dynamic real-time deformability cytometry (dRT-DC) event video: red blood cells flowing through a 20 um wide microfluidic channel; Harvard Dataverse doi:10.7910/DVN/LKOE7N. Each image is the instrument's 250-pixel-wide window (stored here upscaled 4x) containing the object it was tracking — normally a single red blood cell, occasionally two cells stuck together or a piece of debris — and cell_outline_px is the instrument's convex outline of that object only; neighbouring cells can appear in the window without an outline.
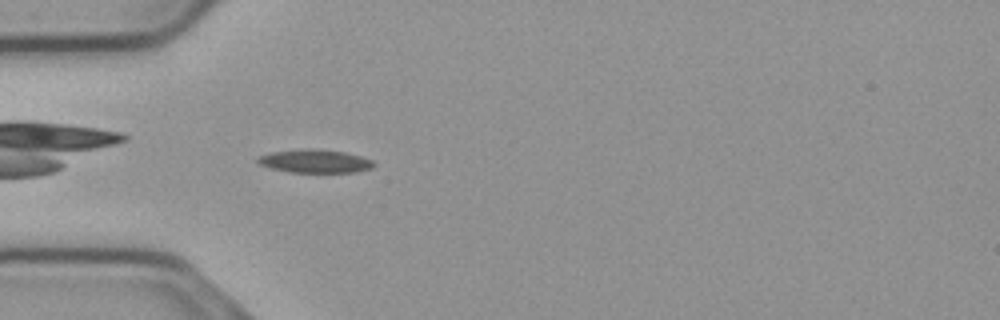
{"species": "common noctule bat (a hibernating species)", "species_latin": "Nyctalus noctula", "temperature_condition": "cold", "stored_images_in_passage": 42, "camera_frame_rate_fps": 3000, "um_per_image_px": 0.085, "animal": {"sex": "male", "body_mass_g": 23.1, "forearm_length_mm": 52.7}, "frame": {"image": 1, "passage_image": 3, "time_ms": 0.667, "image_size_px": [1000, 320], "cell_outline_px": [[376, 164], [372, 168], [356, 172], [288, 172], [272, 168], [260, 164], [256, 160], [256, 156], [272, 152], [344, 152], [360, 156], [372, 160]], "centroid_in_image_um": [26.81, 13.76], "position_along_channel_um": 58.2, "area_um2": 14.62}}
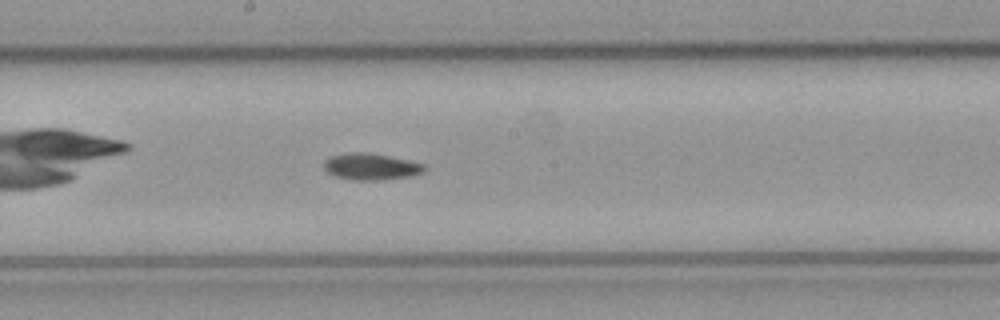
{"frame": {"image": 2, "passage_image": 16, "time_ms": 5.0, "image_size_px": [1000, 320], "cell_outline_px": [[424, 172], [412, 176], [384, 180], [352, 180], [336, 176], [328, 172], [324, 168], [324, 160], [332, 156], [352, 152], [364, 152], [388, 156], [424, 164]], "centroid_in_image_um": [31.53, 14.18], "position_along_channel_um": 216.7, "area_um2": 15.37}}
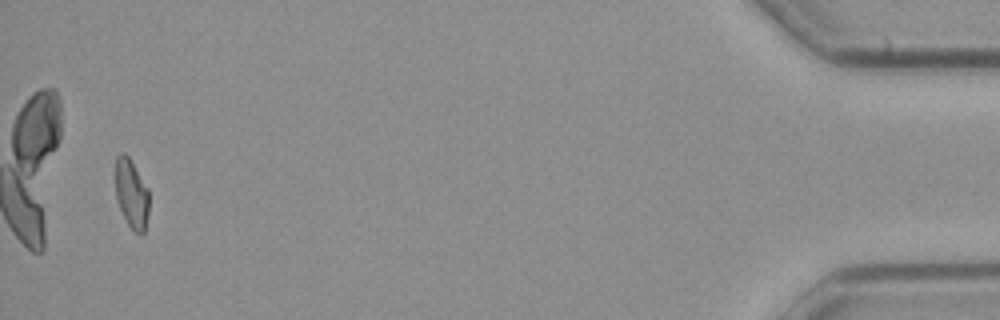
{"frame": {"image": 3, "passage_image": 40, "time_ms": 13.0, "image_size_px": [1000, 320], "cell_outline_px": [[148, 212], [144, 232], [140, 236], [128, 224], [120, 208], [116, 196], [116, 156], [120, 152], [124, 152], [128, 156], [148, 188]], "centroid_in_image_um": [11.18, 16.45], "position_along_channel_um": 424.0, "area_um2": 13.29}}